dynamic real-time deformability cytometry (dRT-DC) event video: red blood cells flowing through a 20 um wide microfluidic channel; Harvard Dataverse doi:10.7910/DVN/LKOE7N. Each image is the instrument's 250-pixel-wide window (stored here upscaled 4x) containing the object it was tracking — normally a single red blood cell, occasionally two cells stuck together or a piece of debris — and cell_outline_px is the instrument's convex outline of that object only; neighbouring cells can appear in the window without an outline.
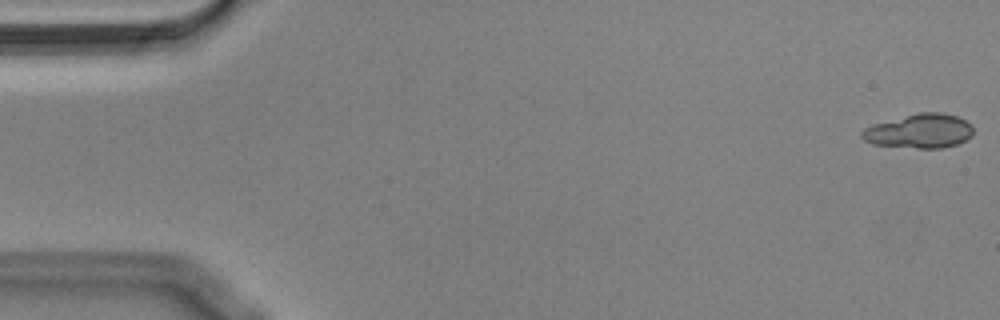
{"species": "Egyptian fruit bat (a non-hibernating species)", "species_latin": "Rousettus aegyptiacus", "temperature_condition": "cold", "stored_images_in_passage": 55, "camera_frame_rate_fps": 3000, "um_per_image_px": 0.085, "animal": {"sex": "male"}, "frame": {"image": 1, "passage_image": 1, "time_ms": 0.0, "image_size_px": [1000, 320], "cell_outline_px": [[972, 136], [956, 144], [940, 148], [916, 148], [872, 144], [864, 140], [860, 136], [860, 132], [864, 128], [872, 124], [920, 112], [940, 112], [956, 116], [972, 124]], "centroid_in_image_um": [78.13, 11.14], "position_along_channel_um": 6.9, "area_um2": 22.14}}
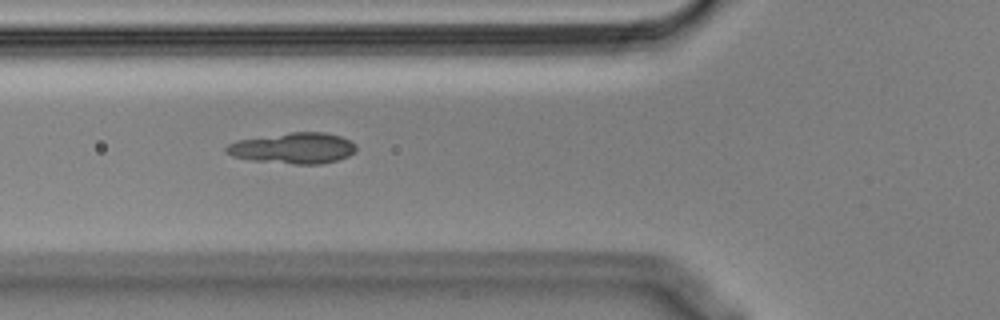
{"frame": {"image": 2, "passage_image": 20, "time_ms": 6.333, "image_size_px": [1000, 320], "cell_outline_px": [[356, 152], [348, 156], [336, 160], [320, 164], [292, 164], [252, 160], [232, 156], [224, 152], [224, 148], [228, 144], [236, 140], [292, 132], [324, 132], [340, 136], [356, 144]], "centroid_in_image_um": [24.91, 12.59], "position_along_channel_um": 100.9, "area_um2": 23.41}}
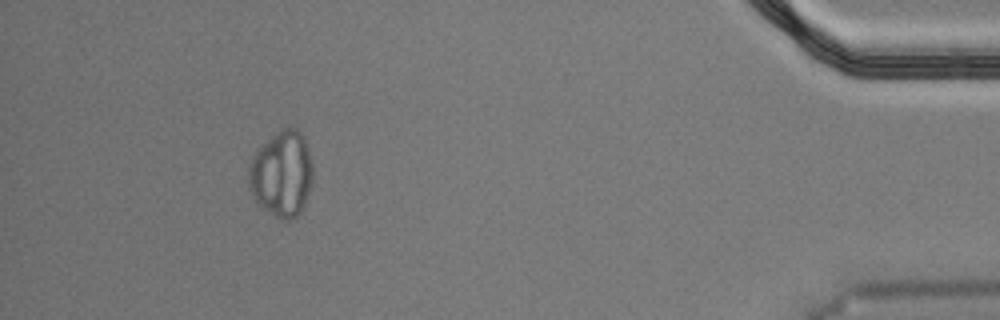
{"frame": {"image": 3, "passage_image": 51, "time_ms": 16.667, "image_size_px": [1000, 320], "cell_outline_px": [[312, 180], [304, 208], [292, 220], [280, 220], [264, 208], [252, 196], [248, 188], [248, 164], [256, 148], [280, 128], [288, 124], [296, 128], [304, 136], [308, 148], [312, 164]], "centroid_in_image_um": [23.93, 14.73], "position_along_channel_um": 411.3, "area_um2": 32.89}}